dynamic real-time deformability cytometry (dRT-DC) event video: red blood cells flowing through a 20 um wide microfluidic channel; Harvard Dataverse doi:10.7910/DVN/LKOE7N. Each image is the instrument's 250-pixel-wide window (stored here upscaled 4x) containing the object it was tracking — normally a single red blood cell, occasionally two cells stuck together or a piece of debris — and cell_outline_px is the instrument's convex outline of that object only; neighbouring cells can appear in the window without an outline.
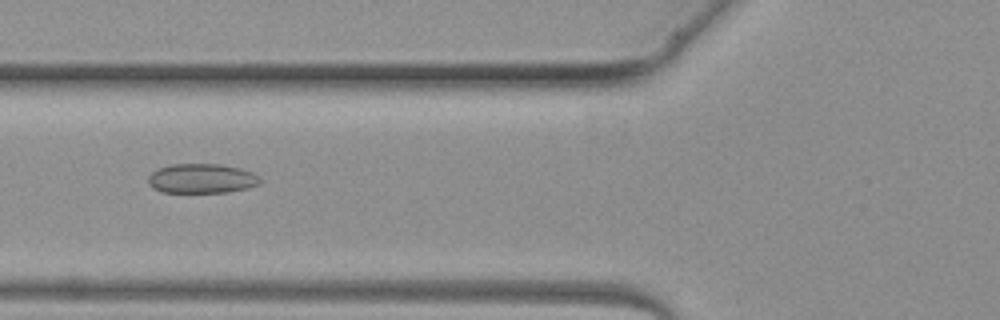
{"species": "common noctule bat (a hibernating species)", "species_latin": "Nyctalus noctula", "temperature_condition": "warm", "stored_images_in_passage": 3, "camera_frame_rate_fps": 3000, "um_per_image_px": 0.085, "animal": {"sex": "female", "body_mass_g": 19.3, "forearm_length_mm": 54.1}, "frame": {"image": 1, "passage_image": 3, "time_ms": 2.333, "image_size_px": [1000, 320], "cell_outline_px": [[260, 184], [248, 188], [228, 192], [160, 192], [152, 188], [148, 184], [148, 176], [156, 168], [172, 164], [220, 164], [240, 168], [252, 172], [260, 176]], "centroid_in_image_um": [17.13, 15.17], "position_along_channel_um": 108.7, "area_um2": 19.48}}